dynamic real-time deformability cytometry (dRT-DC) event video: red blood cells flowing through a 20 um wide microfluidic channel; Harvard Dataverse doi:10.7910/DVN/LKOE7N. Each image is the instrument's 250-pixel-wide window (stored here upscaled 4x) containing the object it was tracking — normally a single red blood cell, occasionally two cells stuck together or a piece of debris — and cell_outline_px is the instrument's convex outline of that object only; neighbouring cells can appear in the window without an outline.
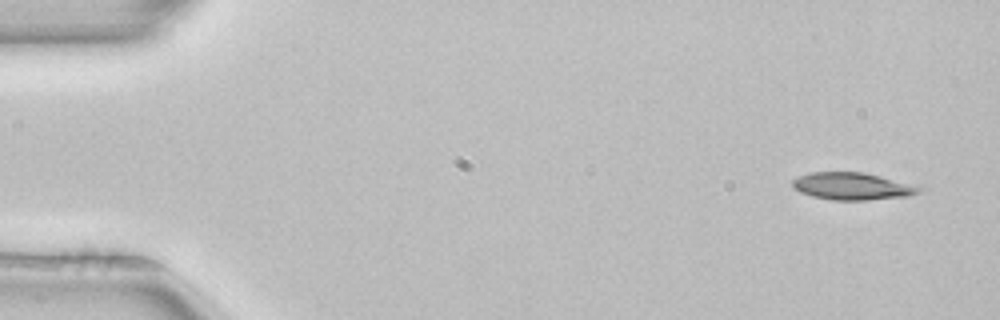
{"species": "common noctule bat (a hibernating species)", "species_latin": "Nyctalus noctula", "temperature_condition": "room temperature", "stored_images_in_passage": 4, "camera_frame_rate_fps": 3000, "um_per_image_px": 0.085, "animal": {"sex": "female", "body_mass_g": 22.7, "forearm_length_mm": 54.2}, "frame": {"image": 1, "passage_image": 1, "time_ms": 0.0, "image_size_px": [1000, 320], "cell_outline_px": [[920, 192], [908, 196], [868, 200], [832, 200], [812, 196], [800, 192], [792, 188], [792, 180], [808, 172], [864, 172], [880, 176], [920, 188]], "centroid_in_image_um": [72.34, 15.83], "position_along_channel_um": 12.7, "area_um2": 19.83}}
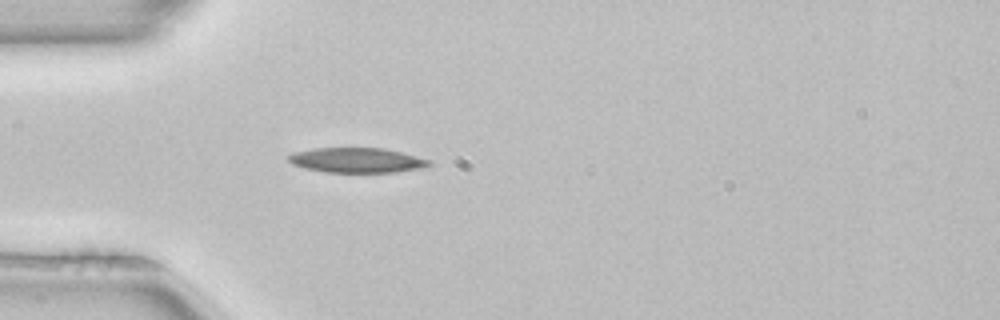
{"frame": {"image": 2, "passage_image": 4, "time_ms": 1.0, "image_size_px": [1000, 320], "cell_outline_px": [[432, 164], [420, 168], [396, 172], [324, 172], [304, 168], [292, 164], [288, 160], [288, 156], [292, 152], [312, 148], [384, 148], [432, 160]], "centroid_in_image_um": [30.3, 13.61], "position_along_channel_um": 54.7, "area_um2": 20.46}}